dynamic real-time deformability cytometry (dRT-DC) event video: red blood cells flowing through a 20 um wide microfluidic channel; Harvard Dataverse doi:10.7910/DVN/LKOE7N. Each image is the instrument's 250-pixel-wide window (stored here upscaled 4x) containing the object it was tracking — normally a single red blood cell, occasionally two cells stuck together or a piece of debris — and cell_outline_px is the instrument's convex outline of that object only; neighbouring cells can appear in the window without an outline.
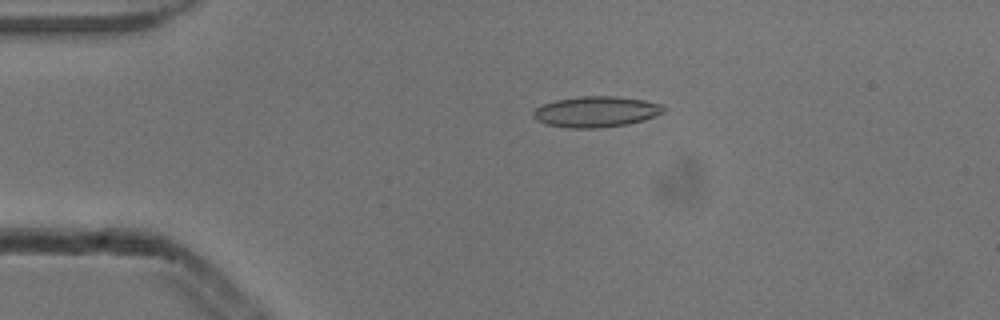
{"species": "common noctule bat (a hibernating species)", "species_latin": "Nyctalus noctula", "temperature_condition": "cold", "stored_images_in_passage": 3, "camera_frame_rate_fps": 3000, "um_per_image_px": 0.085, "animal": {"sex": "male", "body_mass_g": 13.3}, "frame": {"image": 1, "passage_image": 2, "time_ms": 0.333, "image_size_px": [1000, 320], "cell_outline_px": [[664, 112], [656, 116], [644, 120], [628, 124], [600, 128], [568, 128], [544, 124], [536, 120], [532, 116], [532, 112], [536, 108], [544, 104], [556, 100], [580, 96], [616, 96], [644, 100], [660, 104], [664, 108]], "centroid_in_image_um": [50.65, 9.5], "position_along_channel_um": 34.4, "area_um2": 23.52}}
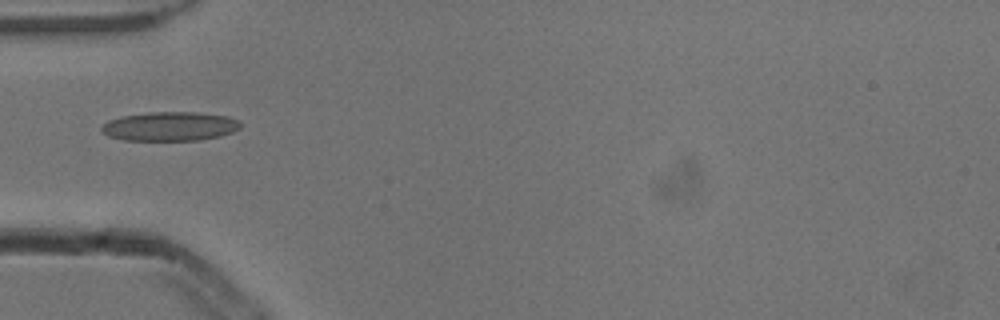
{"frame": {"image": 2, "passage_image": 3, "time_ms": 0.667, "image_size_px": [1000, 320], "cell_outline_px": [[240, 128], [232, 132], [220, 136], [200, 140], [124, 140], [108, 136], [100, 132], [100, 124], [108, 120], [120, 116], [148, 112], [200, 112], [228, 116], [236, 120], [240, 124]], "centroid_in_image_um": [14.38, 10.73], "position_along_channel_um": 70.6, "area_um2": 23.81}}